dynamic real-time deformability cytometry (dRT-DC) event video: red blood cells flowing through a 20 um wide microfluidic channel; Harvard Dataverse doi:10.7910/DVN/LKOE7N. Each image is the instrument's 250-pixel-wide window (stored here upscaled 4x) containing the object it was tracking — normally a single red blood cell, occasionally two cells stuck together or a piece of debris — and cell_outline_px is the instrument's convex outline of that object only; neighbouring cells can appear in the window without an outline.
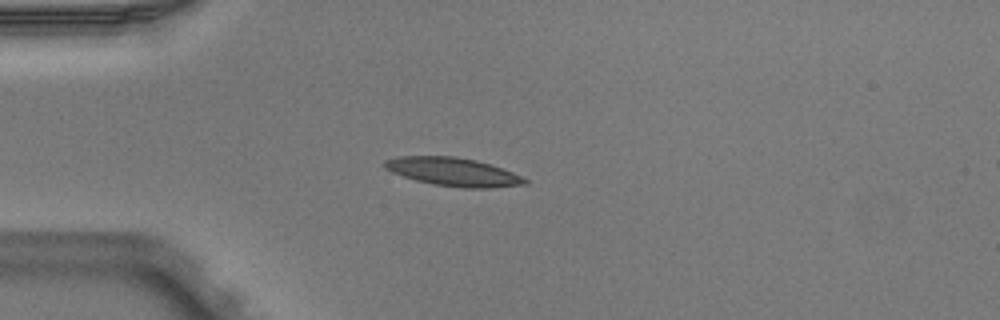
{"species": "Egyptian fruit bat (a non-hibernating species)", "species_latin": "Rousettus aegyptiacus", "temperature_condition": "warm", "stored_images_in_passage": 3, "camera_frame_rate_fps": 3000, "um_per_image_px": 0.085, "animal": {"sex": "male"}, "frame": {"image": 1, "passage_image": 3, "time_ms": 0.667, "image_size_px": [1000, 320], "cell_outline_px": [[528, 184], [492, 188], [464, 188], [432, 184], [416, 180], [392, 172], [384, 168], [384, 160], [400, 156], [456, 156], [476, 160], [512, 172], [528, 180]], "centroid_in_image_um": [38.52, 14.61], "position_along_channel_um": 46.5, "area_um2": 23.06}}